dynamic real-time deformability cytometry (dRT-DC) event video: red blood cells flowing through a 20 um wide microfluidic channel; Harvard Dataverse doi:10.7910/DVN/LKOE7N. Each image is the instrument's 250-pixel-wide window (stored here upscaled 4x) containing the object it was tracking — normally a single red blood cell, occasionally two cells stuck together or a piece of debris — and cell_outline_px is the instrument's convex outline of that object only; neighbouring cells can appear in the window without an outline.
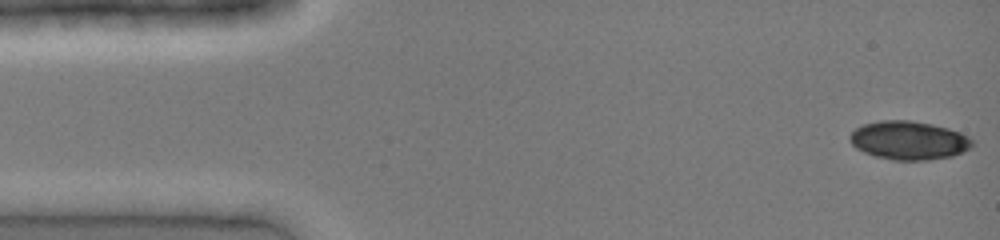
{"species": "common noctule bat (a hibernating species)", "species_latin": "Nyctalus noctula", "temperature_condition": "cold", "stored_images_in_passage": 41, "camera_frame_rate_fps": 3000, "um_per_image_px": 0.085, "animal": {"sex": "female", "body_mass_g": 19.0, "forearm_length_mm": 51.5}, "frame": {"image": 1, "passage_image": 1, "time_ms": 0.0, "image_size_px": [1000, 240], "cell_outline_px": [[972, 148], [964, 152], [952, 156], [928, 160], [892, 160], [876, 156], [864, 152], [856, 148], [852, 144], [848, 136], [856, 128], [864, 124], [880, 120], [912, 120], [932, 124], [948, 128], [960, 132], [968, 136], [972, 140]], "centroid_in_image_um": [77.26, 11.93], "position_along_channel_um": 7.7, "area_um2": 27.63}}
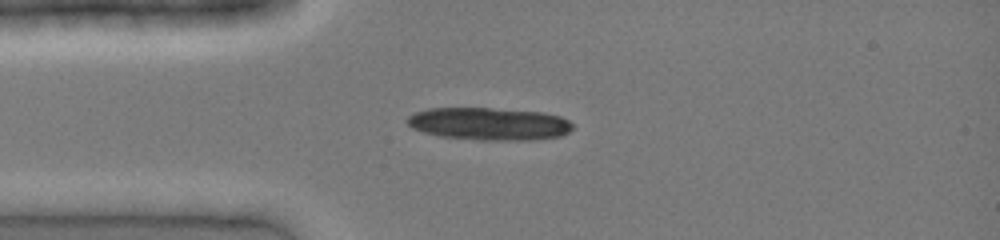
{"frame": {"image": 2, "passage_image": 10, "time_ms": 3.0, "image_size_px": [1000, 240], "cell_outline_px": [[572, 128], [568, 132], [560, 136], [532, 140], [480, 140], [440, 136], [424, 132], [412, 128], [404, 120], [408, 116], [416, 112], [428, 108], [488, 108], [544, 112], [560, 116], [568, 120], [572, 124]], "centroid_in_image_um": [41.56, 10.52], "position_along_channel_um": 43.4, "area_um2": 31.44}}